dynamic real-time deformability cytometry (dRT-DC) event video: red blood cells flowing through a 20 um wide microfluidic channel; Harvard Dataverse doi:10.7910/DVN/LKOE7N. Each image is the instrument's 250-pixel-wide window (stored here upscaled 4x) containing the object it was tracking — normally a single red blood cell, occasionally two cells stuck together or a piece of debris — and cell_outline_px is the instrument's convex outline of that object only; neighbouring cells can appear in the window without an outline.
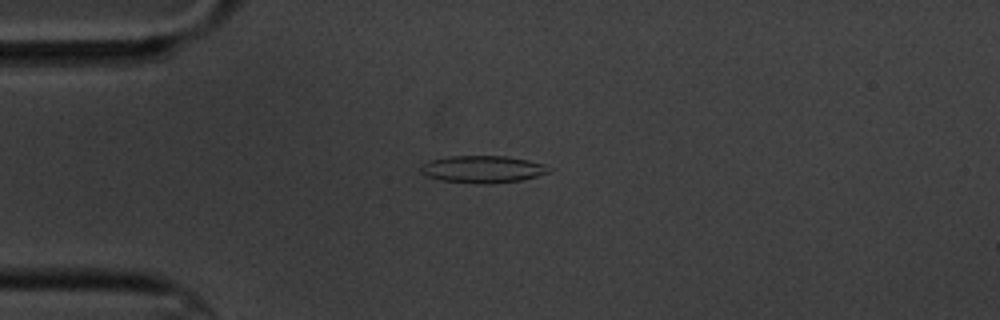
{"species": "common noctule bat (a hibernating species)", "species_latin": "Nyctalus noctula", "temperature_condition": "cold", "stored_images_in_passage": 4, "camera_frame_rate_fps": 3000, "um_per_image_px": 0.085, "animal": {"sex": "male", "body_mass_g": 20.1, "forearm_length_mm": 53.5}, "frame": {"image": 1, "passage_image": 4, "time_ms": 3.667, "image_size_px": [1000, 320], "cell_outline_px": [[552, 172], [520, 180], [484, 184], [440, 180], [424, 176], [420, 172], [420, 168], [428, 160], [448, 156], [508, 156], [528, 160], [544, 164], [552, 168]], "centroid_in_image_um": [41.02, 14.37], "position_along_channel_um": 44.0, "area_um2": 20.4}}